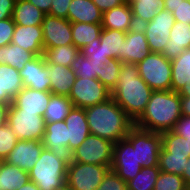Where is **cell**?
Listing matches in <instances>:
<instances>
[{"label": "cell", "mask_w": 190, "mask_h": 190, "mask_svg": "<svg viewBox=\"0 0 190 190\" xmlns=\"http://www.w3.org/2000/svg\"><path fill=\"white\" fill-rule=\"evenodd\" d=\"M90 134L113 143L125 139L135 122L111 97L107 101L84 109Z\"/></svg>", "instance_id": "2"}, {"label": "cell", "mask_w": 190, "mask_h": 190, "mask_svg": "<svg viewBox=\"0 0 190 190\" xmlns=\"http://www.w3.org/2000/svg\"><path fill=\"white\" fill-rule=\"evenodd\" d=\"M68 128L65 121L46 123L42 144L60 155H68Z\"/></svg>", "instance_id": "21"}, {"label": "cell", "mask_w": 190, "mask_h": 190, "mask_svg": "<svg viewBox=\"0 0 190 190\" xmlns=\"http://www.w3.org/2000/svg\"><path fill=\"white\" fill-rule=\"evenodd\" d=\"M135 26L150 22L160 10L164 9V0H133L129 3Z\"/></svg>", "instance_id": "30"}, {"label": "cell", "mask_w": 190, "mask_h": 190, "mask_svg": "<svg viewBox=\"0 0 190 190\" xmlns=\"http://www.w3.org/2000/svg\"><path fill=\"white\" fill-rule=\"evenodd\" d=\"M181 176L184 179L185 184L190 188V156L188 158V162L186 163L185 171H183Z\"/></svg>", "instance_id": "52"}, {"label": "cell", "mask_w": 190, "mask_h": 190, "mask_svg": "<svg viewBox=\"0 0 190 190\" xmlns=\"http://www.w3.org/2000/svg\"><path fill=\"white\" fill-rule=\"evenodd\" d=\"M30 3L39 8L43 13L49 15L52 0H28Z\"/></svg>", "instance_id": "49"}, {"label": "cell", "mask_w": 190, "mask_h": 190, "mask_svg": "<svg viewBox=\"0 0 190 190\" xmlns=\"http://www.w3.org/2000/svg\"><path fill=\"white\" fill-rule=\"evenodd\" d=\"M152 92L149 85L139 76L136 64L122 63L111 97L134 122L144 113Z\"/></svg>", "instance_id": "1"}, {"label": "cell", "mask_w": 190, "mask_h": 190, "mask_svg": "<svg viewBox=\"0 0 190 190\" xmlns=\"http://www.w3.org/2000/svg\"><path fill=\"white\" fill-rule=\"evenodd\" d=\"M41 27L44 49L73 44L71 22L68 19L47 14Z\"/></svg>", "instance_id": "14"}, {"label": "cell", "mask_w": 190, "mask_h": 190, "mask_svg": "<svg viewBox=\"0 0 190 190\" xmlns=\"http://www.w3.org/2000/svg\"><path fill=\"white\" fill-rule=\"evenodd\" d=\"M23 86L38 91H50V78L44 55L36 56L19 70Z\"/></svg>", "instance_id": "16"}, {"label": "cell", "mask_w": 190, "mask_h": 190, "mask_svg": "<svg viewBox=\"0 0 190 190\" xmlns=\"http://www.w3.org/2000/svg\"><path fill=\"white\" fill-rule=\"evenodd\" d=\"M177 93L180 95V97H189L190 96V84L189 85L186 84L185 86L181 87V89Z\"/></svg>", "instance_id": "54"}, {"label": "cell", "mask_w": 190, "mask_h": 190, "mask_svg": "<svg viewBox=\"0 0 190 190\" xmlns=\"http://www.w3.org/2000/svg\"><path fill=\"white\" fill-rule=\"evenodd\" d=\"M126 139L136 149L138 164L142 167L159 166V153L162 147L161 133L147 131L134 126Z\"/></svg>", "instance_id": "7"}, {"label": "cell", "mask_w": 190, "mask_h": 190, "mask_svg": "<svg viewBox=\"0 0 190 190\" xmlns=\"http://www.w3.org/2000/svg\"><path fill=\"white\" fill-rule=\"evenodd\" d=\"M80 50L74 45L58 46L44 49V58L50 64L70 67Z\"/></svg>", "instance_id": "35"}, {"label": "cell", "mask_w": 190, "mask_h": 190, "mask_svg": "<svg viewBox=\"0 0 190 190\" xmlns=\"http://www.w3.org/2000/svg\"><path fill=\"white\" fill-rule=\"evenodd\" d=\"M122 62L117 58L110 59L101 65L100 77L98 80L111 92L116 87L120 74Z\"/></svg>", "instance_id": "38"}, {"label": "cell", "mask_w": 190, "mask_h": 190, "mask_svg": "<svg viewBox=\"0 0 190 190\" xmlns=\"http://www.w3.org/2000/svg\"><path fill=\"white\" fill-rule=\"evenodd\" d=\"M97 190H127V183L110 169Z\"/></svg>", "instance_id": "43"}, {"label": "cell", "mask_w": 190, "mask_h": 190, "mask_svg": "<svg viewBox=\"0 0 190 190\" xmlns=\"http://www.w3.org/2000/svg\"><path fill=\"white\" fill-rule=\"evenodd\" d=\"M102 64V62L88 59L79 52L75 60L71 63L70 68L74 71L76 77L98 79Z\"/></svg>", "instance_id": "37"}, {"label": "cell", "mask_w": 190, "mask_h": 190, "mask_svg": "<svg viewBox=\"0 0 190 190\" xmlns=\"http://www.w3.org/2000/svg\"><path fill=\"white\" fill-rule=\"evenodd\" d=\"M10 104L0 103V127L7 124Z\"/></svg>", "instance_id": "50"}, {"label": "cell", "mask_w": 190, "mask_h": 190, "mask_svg": "<svg viewBox=\"0 0 190 190\" xmlns=\"http://www.w3.org/2000/svg\"><path fill=\"white\" fill-rule=\"evenodd\" d=\"M17 190H40V189L37 187V185L33 181L29 180L26 184H24Z\"/></svg>", "instance_id": "53"}, {"label": "cell", "mask_w": 190, "mask_h": 190, "mask_svg": "<svg viewBox=\"0 0 190 190\" xmlns=\"http://www.w3.org/2000/svg\"><path fill=\"white\" fill-rule=\"evenodd\" d=\"M103 29H115L122 32H128L135 27L133 14L128 2L105 11L102 16Z\"/></svg>", "instance_id": "25"}, {"label": "cell", "mask_w": 190, "mask_h": 190, "mask_svg": "<svg viewBox=\"0 0 190 190\" xmlns=\"http://www.w3.org/2000/svg\"><path fill=\"white\" fill-rule=\"evenodd\" d=\"M161 150L159 153V169L171 174L182 175L188 162L185 138L171 131L161 133Z\"/></svg>", "instance_id": "5"}, {"label": "cell", "mask_w": 190, "mask_h": 190, "mask_svg": "<svg viewBox=\"0 0 190 190\" xmlns=\"http://www.w3.org/2000/svg\"><path fill=\"white\" fill-rule=\"evenodd\" d=\"M92 1L103 13L105 11L111 10L112 8L118 7L126 3V0H92Z\"/></svg>", "instance_id": "48"}, {"label": "cell", "mask_w": 190, "mask_h": 190, "mask_svg": "<svg viewBox=\"0 0 190 190\" xmlns=\"http://www.w3.org/2000/svg\"><path fill=\"white\" fill-rule=\"evenodd\" d=\"M73 104L67 96L52 95L44 112L46 123L64 121Z\"/></svg>", "instance_id": "34"}, {"label": "cell", "mask_w": 190, "mask_h": 190, "mask_svg": "<svg viewBox=\"0 0 190 190\" xmlns=\"http://www.w3.org/2000/svg\"><path fill=\"white\" fill-rule=\"evenodd\" d=\"M43 148L42 141L39 140H18L5 162L29 172L39 159Z\"/></svg>", "instance_id": "15"}, {"label": "cell", "mask_w": 190, "mask_h": 190, "mask_svg": "<svg viewBox=\"0 0 190 190\" xmlns=\"http://www.w3.org/2000/svg\"><path fill=\"white\" fill-rule=\"evenodd\" d=\"M111 166L72 162L69 159L66 184L73 190H97Z\"/></svg>", "instance_id": "10"}, {"label": "cell", "mask_w": 190, "mask_h": 190, "mask_svg": "<svg viewBox=\"0 0 190 190\" xmlns=\"http://www.w3.org/2000/svg\"><path fill=\"white\" fill-rule=\"evenodd\" d=\"M150 53L148 42L143 29L135 26L126 33L123 42V56L119 59L122 63L137 64Z\"/></svg>", "instance_id": "18"}, {"label": "cell", "mask_w": 190, "mask_h": 190, "mask_svg": "<svg viewBox=\"0 0 190 190\" xmlns=\"http://www.w3.org/2000/svg\"><path fill=\"white\" fill-rule=\"evenodd\" d=\"M15 25L13 18L0 20V47L11 43Z\"/></svg>", "instance_id": "44"}, {"label": "cell", "mask_w": 190, "mask_h": 190, "mask_svg": "<svg viewBox=\"0 0 190 190\" xmlns=\"http://www.w3.org/2000/svg\"><path fill=\"white\" fill-rule=\"evenodd\" d=\"M68 98L74 107L87 108L111 98V91L96 78L76 77Z\"/></svg>", "instance_id": "11"}, {"label": "cell", "mask_w": 190, "mask_h": 190, "mask_svg": "<svg viewBox=\"0 0 190 190\" xmlns=\"http://www.w3.org/2000/svg\"><path fill=\"white\" fill-rule=\"evenodd\" d=\"M69 155H60L43 148L39 159L29 171V179L40 190H56L66 183Z\"/></svg>", "instance_id": "4"}, {"label": "cell", "mask_w": 190, "mask_h": 190, "mask_svg": "<svg viewBox=\"0 0 190 190\" xmlns=\"http://www.w3.org/2000/svg\"><path fill=\"white\" fill-rule=\"evenodd\" d=\"M181 115L190 117V96L181 97Z\"/></svg>", "instance_id": "51"}, {"label": "cell", "mask_w": 190, "mask_h": 190, "mask_svg": "<svg viewBox=\"0 0 190 190\" xmlns=\"http://www.w3.org/2000/svg\"><path fill=\"white\" fill-rule=\"evenodd\" d=\"M185 143L187 146V154L190 156V139H185Z\"/></svg>", "instance_id": "55"}, {"label": "cell", "mask_w": 190, "mask_h": 190, "mask_svg": "<svg viewBox=\"0 0 190 190\" xmlns=\"http://www.w3.org/2000/svg\"><path fill=\"white\" fill-rule=\"evenodd\" d=\"M45 15L28 0H16L12 18L17 25L34 26L41 25Z\"/></svg>", "instance_id": "28"}, {"label": "cell", "mask_w": 190, "mask_h": 190, "mask_svg": "<svg viewBox=\"0 0 190 190\" xmlns=\"http://www.w3.org/2000/svg\"><path fill=\"white\" fill-rule=\"evenodd\" d=\"M102 29L101 23H71L73 44L80 50L94 39H100Z\"/></svg>", "instance_id": "33"}, {"label": "cell", "mask_w": 190, "mask_h": 190, "mask_svg": "<svg viewBox=\"0 0 190 190\" xmlns=\"http://www.w3.org/2000/svg\"><path fill=\"white\" fill-rule=\"evenodd\" d=\"M17 141L18 139L8 123L0 127V161H5Z\"/></svg>", "instance_id": "41"}, {"label": "cell", "mask_w": 190, "mask_h": 190, "mask_svg": "<svg viewBox=\"0 0 190 190\" xmlns=\"http://www.w3.org/2000/svg\"><path fill=\"white\" fill-rule=\"evenodd\" d=\"M103 12L92 0H72L69 4L67 19L71 22L102 23Z\"/></svg>", "instance_id": "26"}, {"label": "cell", "mask_w": 190, "mask_h": 190, "mask_svg": "<svg viewBox=\"0 0 190 190\" xmlns=\"http://www.w3.org/2000/svg\"><path fill=\"white\" fill-rule=\"evenodd\" d=\"M56 190H73V189L65 183L62 187H60Z\"/></svg>", "instance_id": "56"}, {"label": "cell", "mask_w": 190, "mask_h": 190, "mask_svg": "<svg viewBox=\"0 0 190 190\" xmlns=\"http://www.w3.org/2000/svg\"><path fill=\"white\" fill-rule=\"evenodd\" d=\"M172 131L180 135L182 138L190 139V117L181 116L175 123Z\"/></svg>", "instance_id": "46"}, {"label": "cell", "mask_w": 190, "mask_h": 190, "mask_svg": "<svg viewBox=\"0 0 190 190\" xmlns=\"http://www.w3.org/2000/svg\"><path fill=\"white\" fill-rule=\"evenodd\" d=\"M29 172L0 161V190H17L29 181Z\"/></svg>", "instance_id": "29"}, {"label": "cell", "mask_w": 190, "mask_h": 190, "mask_svg": "<svg viewBox=\"0 0 190 190\" xmlns=\"http://www.w3.org/2000/svg\"><path fill=\"white\" fill-rule=\"evenodd\" d=\"M174 23L175 18L172 13L162 9L150 22L140 26L145 33L150 52L162 53L164 51Z\"/></svg>", "instance_id": "12"}, {"label": "cell", "mask_w": 190, "mask_h": 190, "mask_svg": "<svg viewBox=\"0 0 190 190\" xmlns=\"http://www.w3.org/2000/svg\"><path fill=\"white\" fill-rule=\"evenodd\" d=\"M80 52L88 59L94 60L96 62L107 63L110 58L104 55V50L102 44H100V39H94L89 42V44L80 49Z\"/></svg>", "instance_id": "42"}, {"label": "cell", "mask_w": 190, "mask_h": 190, "mask_svg": "<svg viewBox=\"0 0 190 190\" xmlns=\"http://www.w3.org/2000/svg\"><path fill=\"white\" fill-rule=\"evenodd\" d=\"M181 175L160 171L154 190H188Z\"/></svg>", "instance_id": "39"}, {"label": "cell", "mask_w": 190, "mask_h": 190, "mask_svg": "<svg viewBox=\"0 0 190 190\" xmlns=\"http://www.w3.org/2000/svg\"><path fill=\"white\" fill-rule=\"evenodd\" d=\"M7 123L18 140L42 141L46 122L37 112H21L11 103Z\"/></svg>", "instance_id": "9"}, {"label": "cell", "mask_w": 190, "mask_h": 190, "mask_svg": "<svg viewBox=\"0 0 190 190\" xmlns=\"http://www.w3.org/2000/svg\"><path fill=\"white\" fill-rule=\"evenodd\" d=\"M35 57L34 53L13 43L0 47V64H7L17 70H21L26 62Z\"/></svg>", "instance_id": "31"}, {"label": "cell", "mask_w": 190, "mask_h": 190, "mask_svg": "<svg viewBox=\"0 0 190 190\" xmlns=\"http://www.w3.org/2000/svg\"><path fill=\"white\" fill-rule=\"evenodd\" d=\"M113 146L112 141L90 134L69 158L72 162L111 166Z\"/></svg>", "instance_id": "8"}, {"label": "cell", "mask_w": 190, "mask_h": 190, "mask_svg": "<svg viewBox=\"0 0 190 190\" xmlns=\"http://www.w3.org/2000/svg\"><path fill=\"white\" fill-rule=\"evenodd\" d=\"M169 38L162 54L172 60L177 58L184 50L190 48V24L175 21L170 29Z\"/></svg>", "instance_id": "24"}, {"label": "cell", "mask_w": 190, "mask_h": 190, "mask_svg": "<svg viewBox=\"0 0 190 190\" xmlns=\"http://www.w3.org/2000/svg\"><path fill=\"white\" fill-rule=\"evenodd\" d=\"M159 174V166L143 167L133 179L127 182V190H154Z\"/></svg>", "instance_id": "36"}, {"label": "cell", "mask_w": 190, "mask_h": 190, "mask_svg": "<svg viewBox=\"0 0 190 190\" xmlns=\"http://www.w3.org/2000/svg\"><path fill=\"white\" fill-rule=\"evenodd\" d=\"M136 66L139 76L153 91L171 90V60L162 53L150 52Z\"/></svg>", "instance_id": "6"}, {"label": "cell", "mask_w": 190, "mask_h": 190, "mask_svg": "<svg viewBox=\"0 0 190 190\" xmlns=\"http://www.w3.org/2000/svg\"><path fill=\"white\" fill-rule=\"evenodd\" d=\"M164 9L172 13L175 21L190 24V0H164Z\"/></svg>", "instance_id": "40"}, {"label": "cell", "mask_w": 190, "mask_h": 190, "mask_svg": "<svg viewBox=\"0 0 190 190\" xmlns=\"http://www.w3.org/2000/svg\"><path fill=\"white\" fill-rule=\"evenodd\" d=\"M68 130V155L75 151L90 135L86 114L83 108L72 107L65 118Z\"/></svg>", "instance_id": "17"}, {"label": "cell", "mask_w": 190, "mask_h": 190, "mask_svg": "<svg viewBox=\"0 0 190 190\" xmlns=\"http://www.w3.org/2000/svg\"><path fill=\"white\" fill-rule=\"evenodd\" d=\"M181 97L172 90L153 91L135 126L156 133L171 131L181 117Z\"/></svg>", "instance_id": "3"}, {"label": "cell", "mask_w": 190, "mask_h": 190, "mask_svg": "<svg viewBox=\"0 0 190 190\" xmlns=\"http://www.w3.org/2000/svg\"><path fill=\"white\" fill-rule=\"evenodd\" d=\"M72 0H52L49 15L67 19Z\"/></svg>", "instance_id": "45"}, {"label": "cell", "mask_w": 190, "mask_h": 190, "mask_svg": "<svg viewBox=\"0 0 190 190\" xmlns=\"http://www.w3.org/2000/svg\"><path fill=\"white\" fill-rule=\"evenodd\" d=\"M52 95L50 91L23 87L13 98L12 104L21 112H37L38 115L43 116Z\"/></svg>", "instance_id": "19"}, {"label": "cell", "mask_w": 190, "mask_h": 190, "mask_svg": "<svg viewBox=\"0 0 190 190\" xmlns=\"http://www.w3.org/2000/svg\"><path fill=\"white\" fill-rule=\"evenodd\" d=\"M126 38V32L115 29H102L100 35V44L104 50V55L108 58L118 60L123 56V42Z\"/></svg>", "instance_id": "32"}, {"label": "cell", "mask_w": 190, "mask_h": 190, "mask_svg": "<svg viewBox=\"0 0 190 190\" xmlns=\"http://www.w3.org/2000/svg\"><path fill=\"white\" fill-rule=\"evenodd\" d=\"M11 43L16 44L36 56L44 54L43 31L41 25H15Z\"/></svg>", "instance_id": "20"}, {"label": "cell", "mask_w": 190, "mask_h": 190, "mask_svg": "<svg viewBox=\"0 0 190 190\" xmlns=\"http://www.w3.org/2000/svg\"><path fill=\"white\" fill-rule=\"evenodd\" d=\"M16 0H0V20L12 18Z\"/></svg>", "instance_id": "47"}, {"label": "cell", "mask_w": 190, "mask_h": 190, "mask_svg": "<svg viewBox=\"0 0 190 190\" xmlns=\"http://www.w3.org/2000/svg\"><path fill=\"white\" fill-rule=\"evenodd\" d=\"M50 78V92L53 95L69 96L75 81V73L70 67L50 64L46 61Z\"/></svg>", "instance_id": "23"}, {"label": "cell", "mask_w": 190, "mask_h": 190, "mask_svg": "<svg viewBox=\"0 0 190 190\" xmlns=\"http://www.w3.org/2000/svg\"><path fill=\"white\" fill-rule=\"evenodd\" d=\"M142 168L137 161L136 149L126 138L114 143L111 170L123 181L127 183L133 179Z\"/></svg>", "instance_id": "13"}, {"label": "cell", "mask_w": 190, "mask_h": 190, "mask_svg": "<svg viewBox=\"0 0 190 190\" xmlns=\"http://www.w3.org/2000/svg\"><path fill=\"white\" fill-rule=\"evenodd\" d=\"M190 48L171 60V90L178 92L190 84Z\"/></svg>", "instance_id": "27"}, {"label": "cell", "mask_w": 190, "mask_h": 190, "mask_svg": "<svg viewBox=\"0 0 190 190\" xmlns=\"http://www.w3.org/2000/svg\"><path fill=\"white\" fill-rule=\"evenodd\" d=\"M23 87L19 70L7 64H0V103L11 104Z\"/></svg>", "instance_id": "22"}]
</instances>
